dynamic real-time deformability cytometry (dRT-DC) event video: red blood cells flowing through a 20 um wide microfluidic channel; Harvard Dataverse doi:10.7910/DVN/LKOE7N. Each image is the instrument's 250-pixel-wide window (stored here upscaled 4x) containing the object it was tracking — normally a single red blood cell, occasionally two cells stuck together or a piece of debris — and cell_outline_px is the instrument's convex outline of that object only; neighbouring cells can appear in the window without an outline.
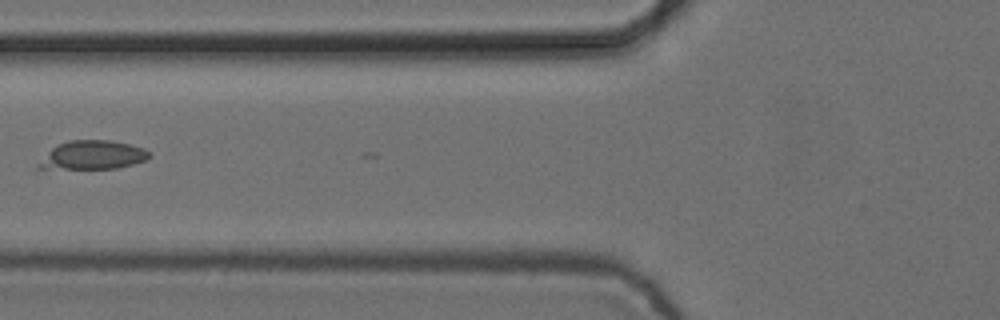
{"species": "common noctule bat (a hibernating species)", "species_latin": "Nyctalus noctula", "temperature_condition": "cold", "stored_images_in_passage": 7, "camera_frame_rate_fps": 3000, "um_per_image_px": 0.085, "animal": {"sex": "female", "body_mass_g": 24.6, "forearm_length_mm": 56.2}, "frame": {"image": 1, "passage_image": 6, "time_ms": 1.667, "image_size_px": [1000, 320], "cell_outline_px": [[152, 156], [148, 160], [116, 168], [36, 168], [36, 164], [56, 144], [68, 140], [112, 140], [132, 144], [144, 148]], "centroid_in_image_um": [7.91, 13.16], "position_along_channel_um": 117.9, "area_um2": 18.55}}
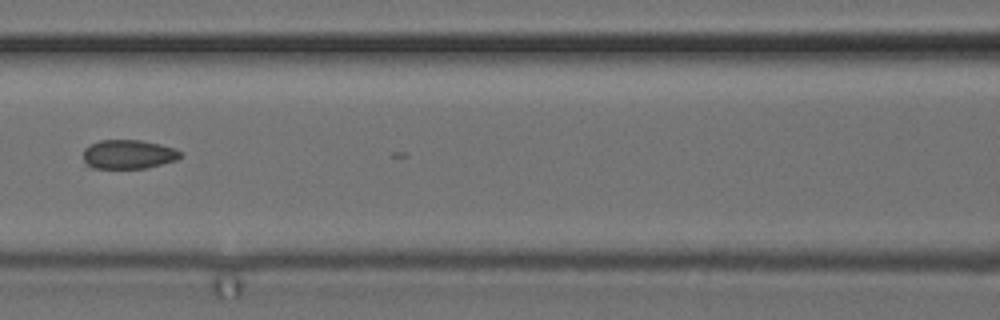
{"frame": {"image": 2, "passage_image": 7, "time_ms": 2.0, "image_size_px": [1000, 320], "cell_outline_px": [[180, 156], [176, 160], [144, 168], [92, 168], [84, 164], [84, 148], [100, 140], [140, 140], [160, 144], [172, 148], [180, 152]], "centroid_in_image_um": [10.86, 13.12], "position_along_channel_um": 155.7, "area_um2": 16.24}}